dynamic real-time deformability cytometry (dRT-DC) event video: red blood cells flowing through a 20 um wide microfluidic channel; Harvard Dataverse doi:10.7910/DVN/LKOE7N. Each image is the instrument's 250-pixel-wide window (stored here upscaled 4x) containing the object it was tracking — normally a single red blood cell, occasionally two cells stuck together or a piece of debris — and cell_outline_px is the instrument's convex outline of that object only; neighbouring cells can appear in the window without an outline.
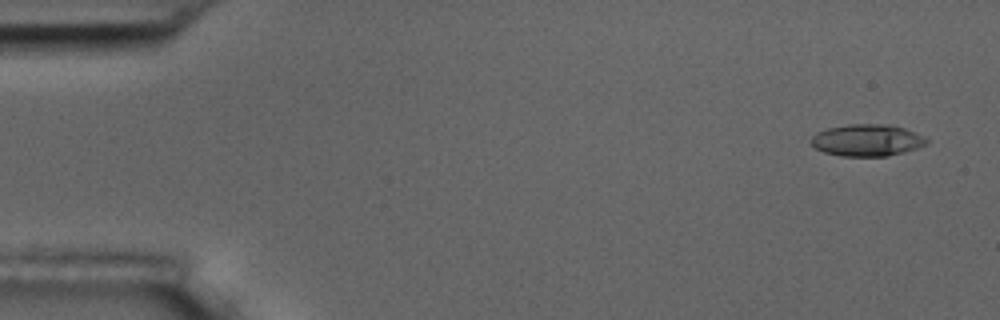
{"species": "common noctule bat (a hibernating species)", "species_latin": "Nyctalus noctula", "temperature_condition": "room temperature", "stored_images_in_passage": 4, "camera_frame_rate_fps": 3000, "um_per_image_px": 0.085, "animal": {"sex": "male", "body_mass_g": 17.5, "forearm_length_mm": 52.3}, "frame": {"image": 1, "passage_image": 1, "time_ms": 0.0, "image_size_px": [1000, 320], "cell_outline_px": [[928, 144], [904, 152], [888, 156], [840, 156], [824, 152], [816, 148], [812, 144], [812, 136], [816, 132], [828, 128], [848, 124], [888, 124], [904, 128], [924, 136], [928, 140]], "centroid_in_image_um": [73.71, 11.92], "position_along_channel_um": 11.3, "area_um2": 21.44}}
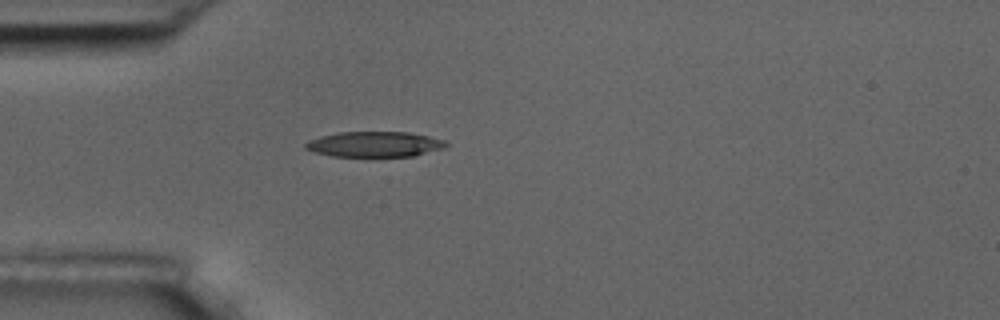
{"frame": {"image": 2, "passage_image": 4, "time_ms": 4.333, "image_size_px": [1000, 320], "cell_outline_px": [[448, 144], [444, 148], [412, 156], [332, 156], [316, 152], [304, 148], [304, 144], [308, 140], [320, 136], [340, 132], [408, 132], [428, 136], [444, 140]], "centroid_in_image_um": [31.82, 12.25], "position_along_channel_um": 53.2, "area_um2": 20.63}}